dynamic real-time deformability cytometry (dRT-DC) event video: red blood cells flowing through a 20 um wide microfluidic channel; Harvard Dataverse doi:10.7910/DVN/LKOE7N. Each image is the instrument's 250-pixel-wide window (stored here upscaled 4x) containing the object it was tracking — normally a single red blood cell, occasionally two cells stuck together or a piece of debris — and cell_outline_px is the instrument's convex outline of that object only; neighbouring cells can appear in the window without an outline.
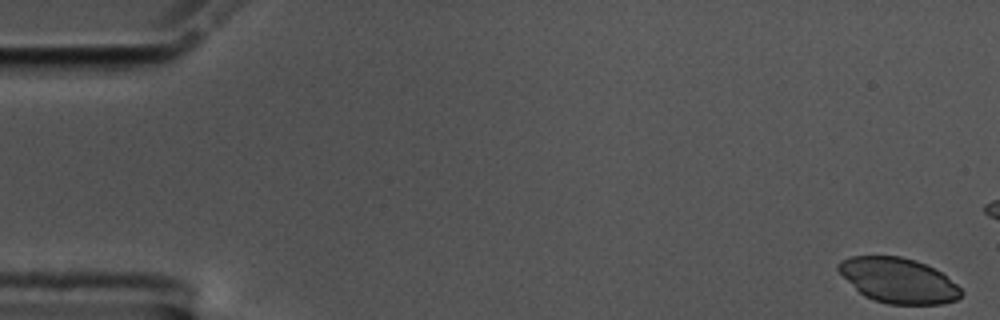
{"species": "common noctule bat (a hibernating species)", "species_latin": "Nyctalus noctula", "temperature_condition": "cold", "stored_images_in_passage": 16, "camera_frame_rate_fps": 3000, "um_per_image_px": 0.085, "animal": {"sex": "male", "body_mass_g": 17.5, "forearm_length_mm": 52.3}, "frame": {"image": 1, "passage_image": 1, "time_ms": 0.0, "image_size_px": [1000, 320], "cell_outline_px": [[964, 292], [956, 300], [940, 304], [888, 304], [872, 300], [864, 296], [836, 268], [836, 264], [840, 260], [852, 256], [900, 256], [916, 260], [940, 272], [956, 284]], "centroid_in_image_um": [76.35, 23.84], "position_along_channel_um": 8.7, "area_um2": 31.96}}